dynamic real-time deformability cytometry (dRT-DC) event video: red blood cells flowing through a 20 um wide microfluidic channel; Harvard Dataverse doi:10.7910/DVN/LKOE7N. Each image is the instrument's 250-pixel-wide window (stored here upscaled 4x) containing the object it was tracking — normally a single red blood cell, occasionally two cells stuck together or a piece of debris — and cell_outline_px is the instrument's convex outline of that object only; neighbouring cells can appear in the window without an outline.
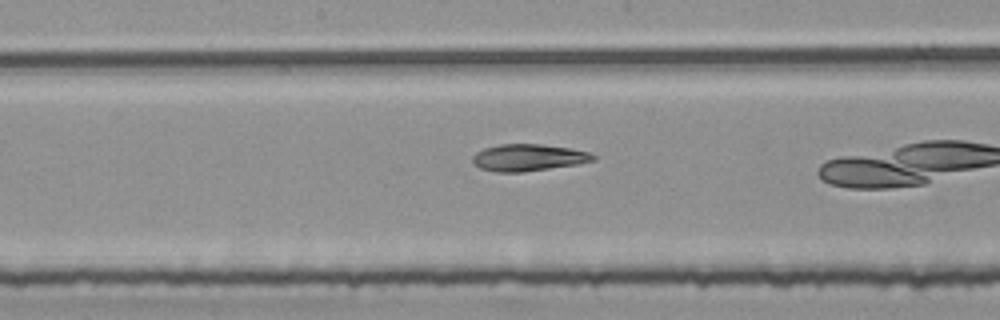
{"species": "common noctule bat (a hibernating species)", "species_latin": "Nyctalus noctula", "temperature_condition": "room temperature", "stored_images_in_passage": 29, "camera_frame_rate_fps": 3000, "um_per_image_px": 0.085, "animal": {"sex": "female", "body_mass_g": 25.1}, "frame": {"image": 1, "passage_image": 25, "time_ms": 8.0, "image_size_px": [1000, 320], "cell_outline_px": [[596, 160], [576, 164], [520, 172], [496, 172], [480, 168], [472, 160], [472, 156], [476, 152], [484, 148], [500, 144], [540, 144], [568, 148], [588, 152], [596, 156]], "centroid_in_image_um": [44.88, 13.39], "position_along_channel_um": 203.3, "area_um2": 18.61}}